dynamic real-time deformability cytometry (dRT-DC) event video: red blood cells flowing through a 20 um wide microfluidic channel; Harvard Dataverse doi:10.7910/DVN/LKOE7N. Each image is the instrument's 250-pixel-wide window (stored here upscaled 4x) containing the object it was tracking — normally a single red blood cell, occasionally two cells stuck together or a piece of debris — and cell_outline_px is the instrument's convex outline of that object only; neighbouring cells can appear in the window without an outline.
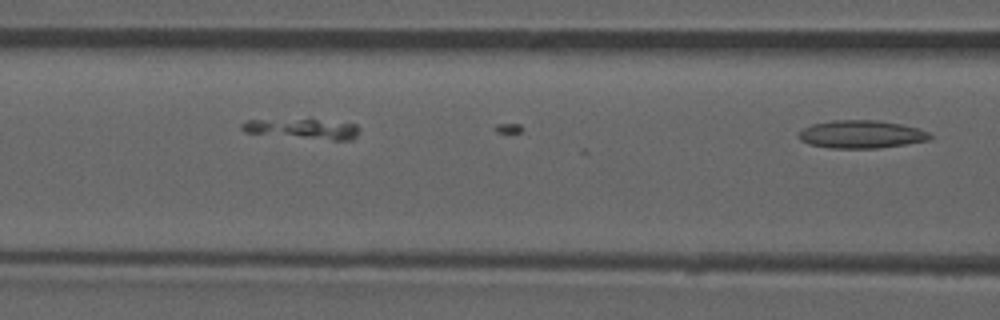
{"species": "common noctule bat (a hibernating species)", "species_latin": "Nyctalus noctula", "temperature_condition": "room temperature", "stored_images_in_passage": 4, "camera_frame_rate_fps": 3000, "um_per_image_px": 0.085, "animal": {"sex": "male", "forearm_length_mm": 52.5}, "frame": {"image": 1, "passage_image": 4, "time_ms": 1.0, "image_size_px": [1000, 320], "cell_outline_px": [[932, 136], [928, 140], [880, 148], [828, 148], [808, 144], [800, 140], [796, 136], [804, 128], [812, 124], [832, 120], [876, 120], [900, 124], [916, 128], [928, 132]], "centroid_in_image_um": [73.15, 11.42], "position_along_channel_um": 93.4, "area_um2": 21.27}}